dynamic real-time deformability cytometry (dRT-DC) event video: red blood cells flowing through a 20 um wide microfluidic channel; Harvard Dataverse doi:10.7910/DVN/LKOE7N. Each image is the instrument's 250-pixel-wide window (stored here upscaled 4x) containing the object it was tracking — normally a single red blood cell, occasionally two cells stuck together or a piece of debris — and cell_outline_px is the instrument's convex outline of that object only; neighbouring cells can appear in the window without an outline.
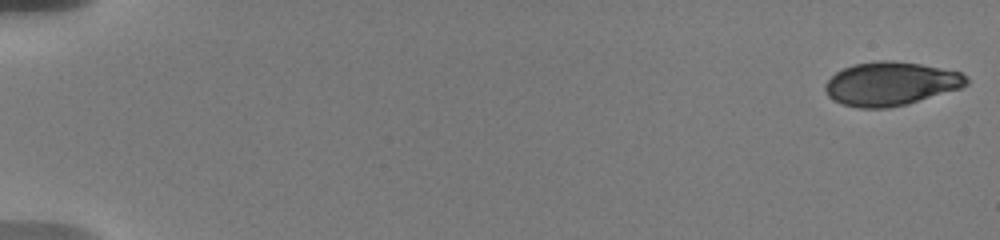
{"species": "human", "species_latin": "Homo sapiens", "temperature_condition": "warm", "stored_images_in_passage": 71, "camera_frame_rate_fps": 3000, "um_per_image_px": 0.085, "donor": {"sex": "male"}, "frame": {"image": 1, "passage_image": 1, "time_ms": 0.0, "image_size_px": [1000, 240], "cell_outline_px": [[968, 84], [960, 88], [904, 104], [888, 108], [860, 108], [840, 104], [832, 100], [828, 96], [824, 88], [824, 84], [836, 72], [852, 64], [876, 60], [892, 60], [920, 64], [960, 72], [968, 80]], "centroid_in_image_um": [75.64, 7.11], "position_along_channel_um": 9.4, "area_um2": 35.72}}
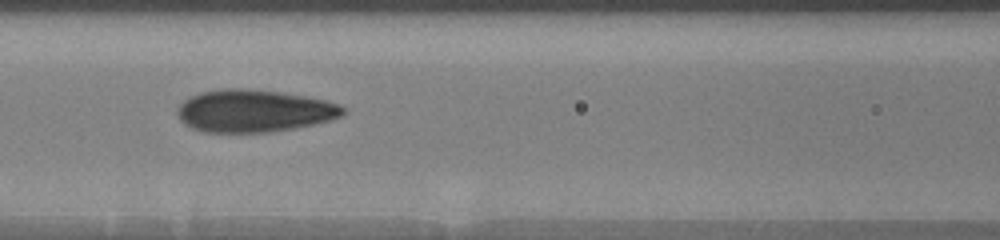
{"frame": {"image": 2, "passage_image": 28, "time_ms": 8.667, "image_size_px": [1000, 240], "cell_outline_px": [[348, 112], [332, 120], [296, 128], [268, 132], [204, 132], [192, 128], [184, 124], [180, 120], [176, 112], [180, 104], [188, 96], [200, 92], [224, 88], [248, 88], [280, 92], [328, 100], [340, 104], [348, 108]], "centroid_in_image_um": [21.62, 9.42], "position_along_channel_um": 145.0, "area_um2": 41.44}}
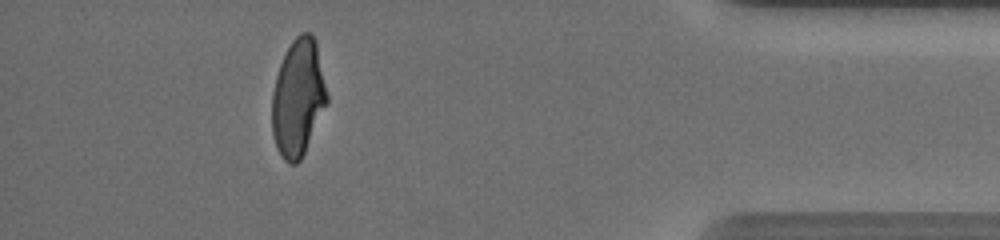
{"frame": {"image": 3, "passage_image": 63, "time_ms": 17.0, "image_size_px": [1000, 240], "cell_outline_px": [[328, 100], [304, 152], [300, 160], [296, 164], [288, 164], [284, 160], [276, 148], [272, 132], [272, 92], [276, 76], [280, 64], [292, 40], [300, 32], [312, 32], [316, 40], [328, 96]], "centroid_in_image_um": [25.33, 8.29], "position_along_channel_um": 409.9, "area_um2": 37.4}, "authors_computed_cell_mechanics": {"area_um2": 38.9572, "velocity_mm_per_s": 3.6486, "shape_relaxation_time_tau1_ms": 6.7647, "shape_relaxation_time_tau2_ms": 0.8304, "deformation_change_tau1": 0.226, "deformation_change_tau2": 0.059}}